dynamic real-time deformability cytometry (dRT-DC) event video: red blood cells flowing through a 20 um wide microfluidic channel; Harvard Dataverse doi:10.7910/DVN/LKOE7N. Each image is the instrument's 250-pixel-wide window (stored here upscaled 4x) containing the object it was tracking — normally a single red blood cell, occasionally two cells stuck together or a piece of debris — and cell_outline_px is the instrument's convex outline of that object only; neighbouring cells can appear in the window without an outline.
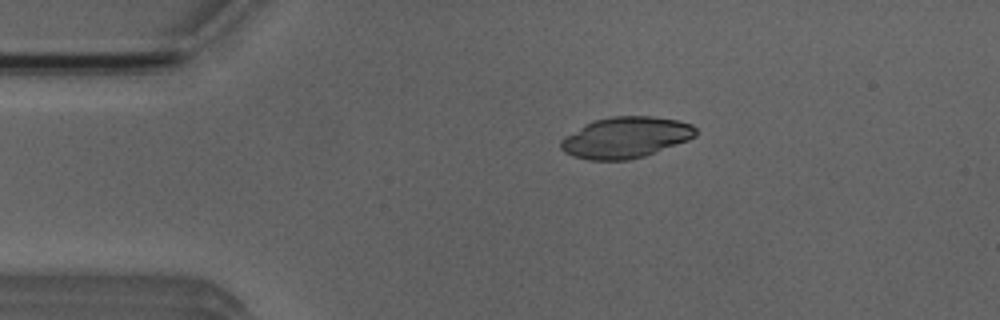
{"species": "Egyptian fruit bat (a non-hibernating species)", "species_latin": "Rousettus aegyptiacus", "temperature_condition": "room temperature", "stored_images_in_passage": 4, "camera_frame_rate_fps": 3000, "um_per_image_px": 0.085, "animal": {"sex": "male"}, "frame": {"image": 1, "passage_image": 3, "time_ms": 2.333, "image_size_px": [1000, 320], "cell_outline_px": [[696, 136], [688, 140], [644, 156], [628, 160], [588, 160], [572, 156], [564, 152], [560, 148], [560, 140], [564, 136], [584, 124], [596, 120], [612, 116], [652, 116], [676, 120], [692, 124], [696, 128]], "centroid_in_image_um": [53.15, 11.69], "position_along_channel_um": 31.9, "area_um2": 32.31}}